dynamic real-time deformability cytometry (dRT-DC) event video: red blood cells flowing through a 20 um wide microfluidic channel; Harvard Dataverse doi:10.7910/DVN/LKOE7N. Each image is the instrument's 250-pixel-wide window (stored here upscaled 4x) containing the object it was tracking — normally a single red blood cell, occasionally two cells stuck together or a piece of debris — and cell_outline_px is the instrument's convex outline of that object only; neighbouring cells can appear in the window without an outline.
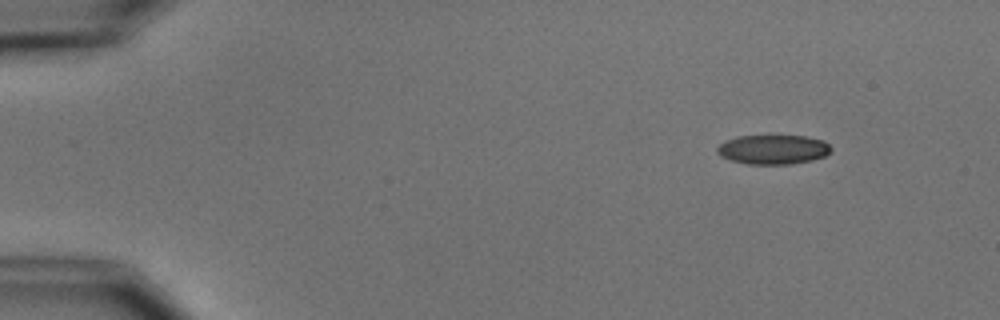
{"species": "common noctule bat (a hibernating species)", "species_latin": "Nyctalus noctula", "temperature_condition": "cold", "stored_images_in_passage": 4, "camera_frame_rate_fps": 3000, "um_per_image_px": 0.085, "animal": {"sex": "male", "body_mass_g": 15.6}, "frame": {"image": 1, "passage_image": 1, "time_ms": 0.0, "image_size_px": [1000, 320], "cell_outline_px": [[832, 148], [824, 156], [812, 160], [788, 164], [748, 164], [728, 160], [720, 156], [716, 152], [716, 148], [724, 140], [736, 136], [808, 136], [824, 140]], "centroid_in_image_um": [65.67, 12.7], "position_along_channel_um": 19.3, "area_um2": 19.65}}
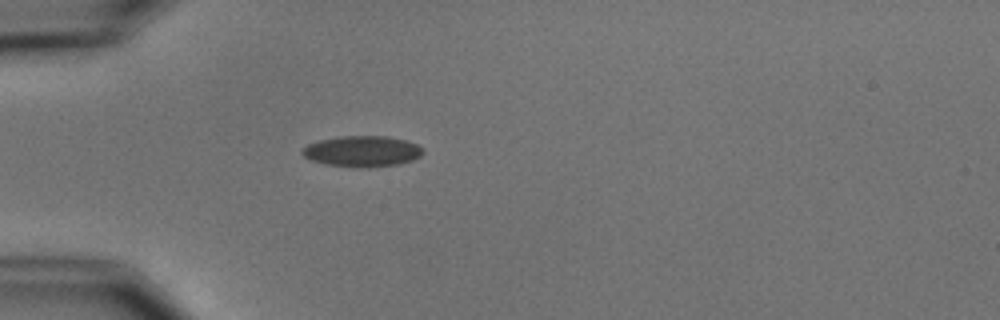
{"frame": {"image": 2, "passage_image": 4, "time_ms": 3.333, "image_size_px": [1000, 320], "cell_outline_px": [[424, 152], [420, 156], [412, 160], [400, 164], [368, 168], [356, 168], [324, 164], [312, 160], [304, 156], [300, 152], [300, 148], [308, 144], [320, 140], [340, 136], [388, 136], [404, 140], [416, 144], [424, 148]], "centroid_in_image_um": [30.78, 12.87], "position_along_channel_um": 54.2, "area_um2": 22.02}}